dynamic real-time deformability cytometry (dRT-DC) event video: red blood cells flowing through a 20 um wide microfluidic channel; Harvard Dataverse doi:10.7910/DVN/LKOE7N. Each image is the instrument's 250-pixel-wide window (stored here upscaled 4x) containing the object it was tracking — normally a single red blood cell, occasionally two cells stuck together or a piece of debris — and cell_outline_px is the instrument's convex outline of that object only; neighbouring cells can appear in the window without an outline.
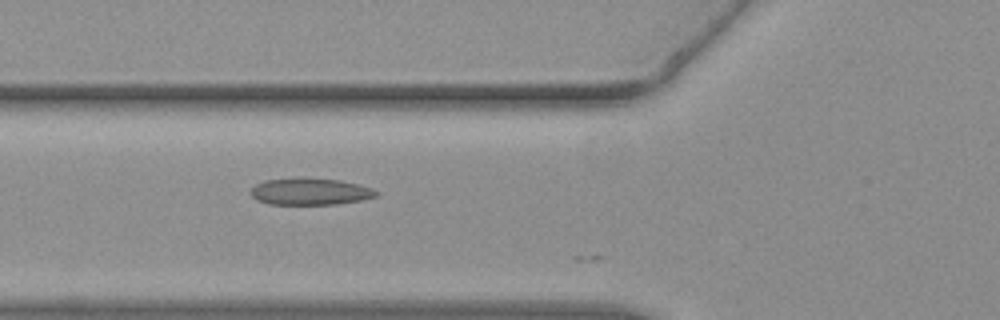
{"species": "common noctule bat (a hibernating species)", "species_latin": "Nyctalus noctula", "temperature_condition": "warm", "stored_images_in_passage": 3, "camera_frame_rate_fps": 3000, "um_per_image_px": 0.085, "animal": {"sex": "female", "body_mass_g": 19.3, "forearm_length_mm": 54.1}, "frame": {"image": 1, "passage_image": 2, "time_ms": 0.333, "image_size_px": [1000, 320], "cell_outline_px": [[380, 192], [376, 196], [360, 200], [336, 204], [268, 204], [256, 200], [248, 192], [256, 184], [264, 180], [340, 180], [372, 188]], "centroid_in_image_um": [26.35, 16.32], "position_along_channel_um": 99.5, "area_um2": 18.84}}